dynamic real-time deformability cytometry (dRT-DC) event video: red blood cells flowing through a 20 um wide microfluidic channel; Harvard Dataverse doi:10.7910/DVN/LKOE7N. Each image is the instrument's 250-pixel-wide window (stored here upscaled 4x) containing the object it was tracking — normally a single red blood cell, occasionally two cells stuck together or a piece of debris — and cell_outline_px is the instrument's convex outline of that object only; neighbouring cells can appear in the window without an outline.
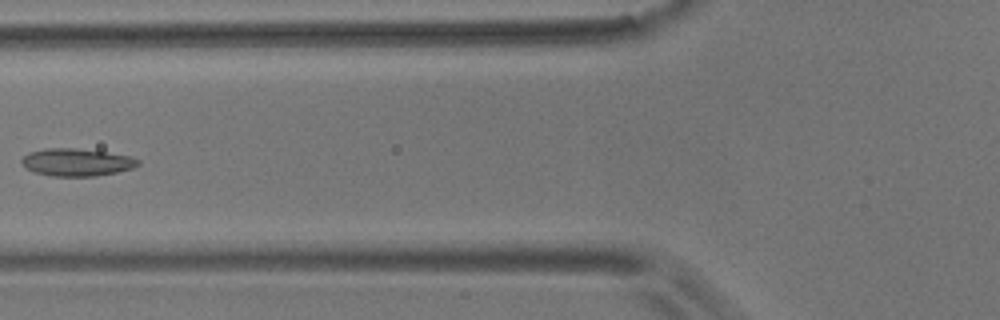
{"species": "common noctule bat (a hibernating species)", "species_latin": "Nyctalus noctula", "temperature_condition": "room temperature", "stored_images_in_passage": 8, "camera_frame_rate_fps": 3000, "um_per_image_px": 0.085, "animal": {"sex": "male", "body_mass_g": 17.9}, "frame": {"image": 1, "passage_image": 7, "time_ms": 2.0, "image_size_px": [1000, 320], "cell_outline_px": [[140, 164], [132, 168], [116, 172], [96, 176], [52, 176], [36, 172], [28, 168], [20, 160], [28, 152], [44, 148], [76, 148], [104, 152], [128, 156], [140, 160]], "centroid_in_image_um": [6.51, 13.78], "position_along_channel_um": 119.3, "area_um2": 18.44}}
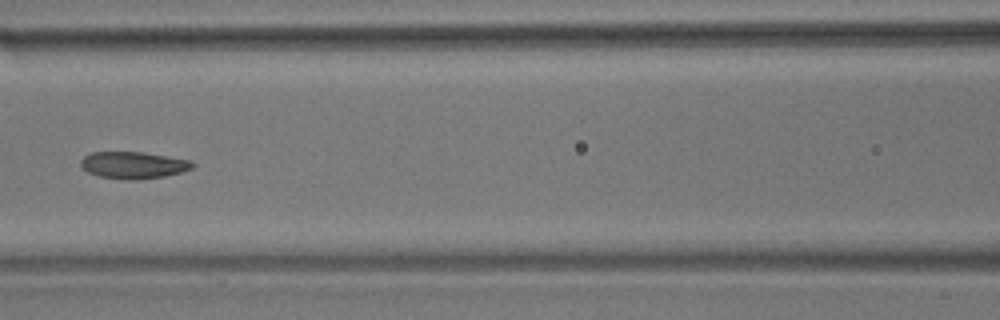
{"frame": {"image": 2, "passage_image": 8, "time_ms": 2.333, "image_size_px": [1000, 320], "cell_outline_px": [[196, 164], [192, 168], [180, 172], [164, 176], [136, 180], [128, 180], [100, 176], [88, 172], [80, 164], [80, 160], [84, 156], [92, 152], [140, 152], [192, 160]], "centroid_in_image_um": [11.35, 14.03], "position_along_channel_um": 155.3, "area_um2": 17.4}}